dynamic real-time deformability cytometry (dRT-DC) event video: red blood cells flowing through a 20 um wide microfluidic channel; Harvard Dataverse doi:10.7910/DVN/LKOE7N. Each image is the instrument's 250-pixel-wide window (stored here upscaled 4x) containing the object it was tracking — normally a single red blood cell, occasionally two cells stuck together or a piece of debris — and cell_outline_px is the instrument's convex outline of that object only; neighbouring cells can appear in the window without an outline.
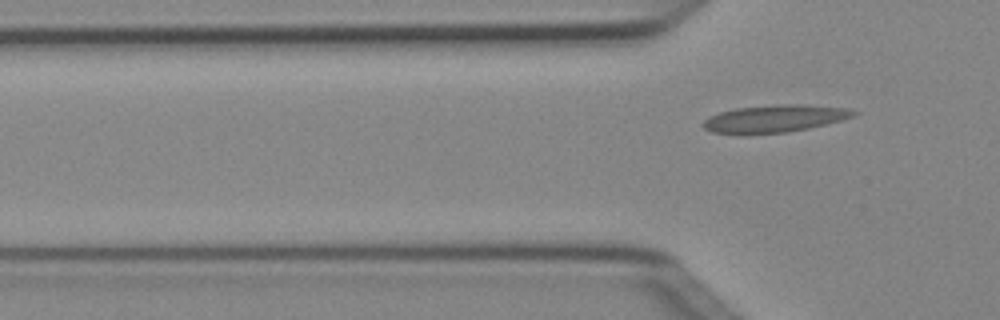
{"species": "Egyptian fruit bat (a non-hibernating species)", "species_latin": "Rousettus aegyptiacus", "temperature_condition": "cold", "stored_images_in_passage": 5, "camera_frame_rate_fps": 3000, "um_per_image_px": 0.085, "animal": {"sex": "female"}, "frame": {"image": 1, "passage_image": 5, "time_ms": 1.333, "image_size_px": [1000, 320], "cell_outline_px": [[860, 112], [852, 116], [840, 120], [808, 128], [784, 132], [740, 136], [712, 132], [704, 128], [700, 124], [708, 116], [720, 112], [736, 108], [776, 104], [804, 104], [848, 108]], "centroid_in_image_um": [65.75, 10.09], "position_along_channel_um": 60.0, "area_um2": 24.45}}